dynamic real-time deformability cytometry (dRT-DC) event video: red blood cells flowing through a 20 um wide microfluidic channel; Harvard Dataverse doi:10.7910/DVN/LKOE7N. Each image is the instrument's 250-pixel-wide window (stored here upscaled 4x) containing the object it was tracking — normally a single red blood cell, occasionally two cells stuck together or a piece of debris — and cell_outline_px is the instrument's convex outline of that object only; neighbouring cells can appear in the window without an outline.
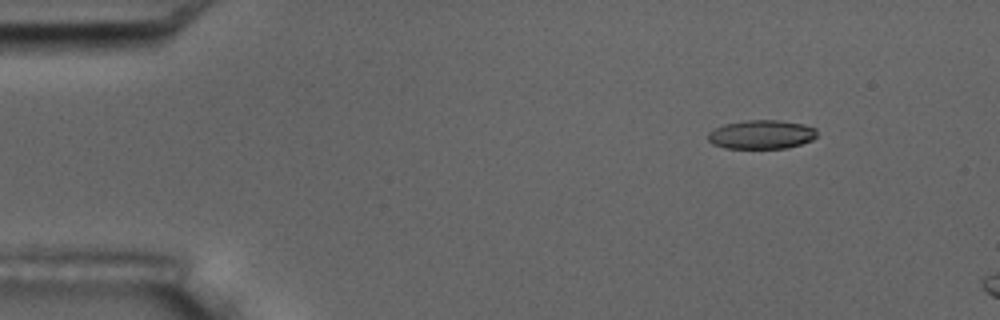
{"species": "common noctule bat (a hibernating species)", "species_latin": "Nyctalus noctula", "temperature_condition": "room temperature", "stored_images_in_passage": 4, "camera_frame_rate_fps": 3000, "um_per_image_px": 0.085, "animal": {"sex": "male", "body_mass_g": 17.5, "forearm_length_mm": 52.3}, "frame": {"image": 1, "passage_image": 1, "time_ms": 0.0, "image_size_px": [1000, 320], "cell_outline_px": [[816, 136], [812, 140], [788, 148], [724, 148], [712, 144], [708, 140], [708, 132], [724, 124], [744, 120], [780, 120], [804, 124], [816, 128]], "centroid_in_image_um": [64.72, 11.43], "position_along_channel_um": 20.3, "area_um2": 18.44}}